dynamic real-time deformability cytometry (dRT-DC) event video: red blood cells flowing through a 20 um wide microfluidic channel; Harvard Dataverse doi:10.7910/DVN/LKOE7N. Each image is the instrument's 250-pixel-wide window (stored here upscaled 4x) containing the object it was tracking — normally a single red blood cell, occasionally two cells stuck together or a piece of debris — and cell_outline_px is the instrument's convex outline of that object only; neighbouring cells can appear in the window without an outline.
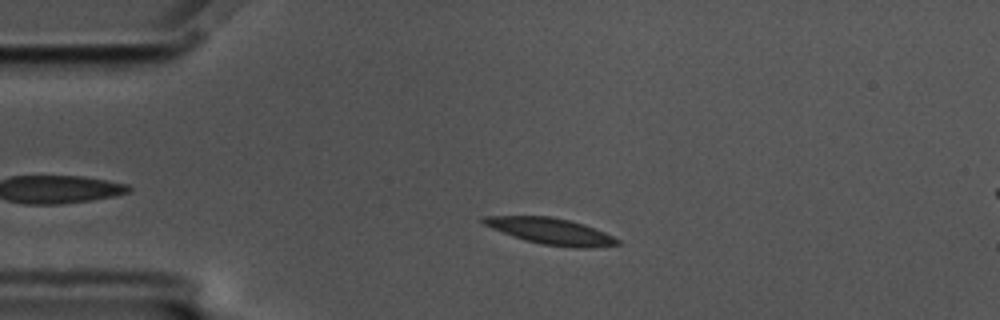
{"species": "common noctule bat (a hibernating species)", "species_latin": "Nyctalus noctula", "temperature_condition": "cold", "stored_images_in_passage": 55, "camera_frame_rate_fps": 3000, "um_per_image_px": 0.085, "animal": {"sex": "male", "body_mass_g": 17.5, "forearm_length_mm": 52.3}, "frame": {"image": 1, "passage_image": 10, "time_ms": 3.0, "image_size_px": [1000, 320], "cell_outline_px": [[620, 244], [592, 248], [576, 248], [544, 244], [524, 240], [492, 228], [484, 224], [480, 220], [480, 216], [552, 216], [584, 224], [604, 232], [620, 240]], "centroid_in_image_um": [46.82, 19.65], "position_along_channel_um": 38.2, "area_um2": 20.4}}
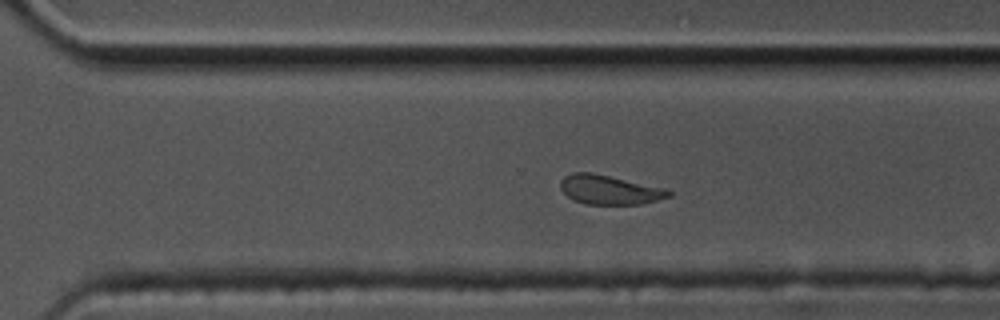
{"frame": {"image": 2, "passage_image": 37, "time_ms": 12.0, "image_size_px": [1000, 320], "cell_outline_px": [[672, 196], [640, 204], [584, 204], [568, 196], [560, 188], [560, 180], [564, 176], [572, 172], [592, 172], [668, 188], [672, 192]], "centroid_in_image_um": [51.83, 16.11], "position_along_channel_um": 318.8, "area_um2": 18.61}}
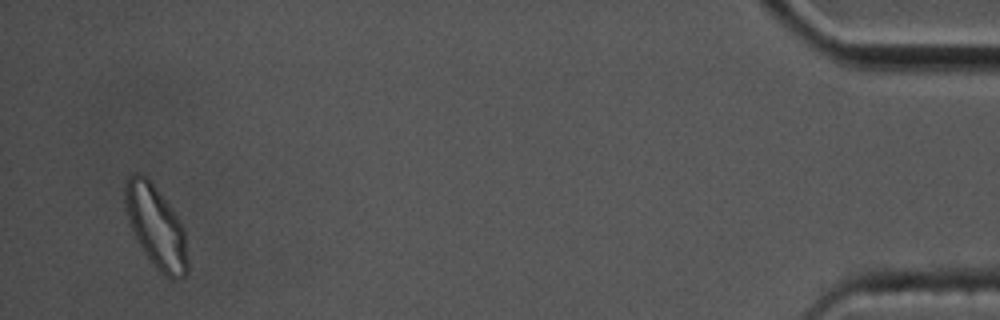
{"frame": {"image": 3, "passage_image": 53, "time_ms": 17.333, "image_size_px": [1000, 320], "cell_outline_px": [[188, 272], [184, 276], [168, 276], [160, 272], [152, 264], [136, 240], [128, 220], [124, 200], [124, 188], [128, 176], [136, 172], [140, 172], [148, 176], [152, 180], [176, 216], [184, 232], [188, 260]], "centroid_in_image_um": [13.22, 19.21], "position_along_channel_um": 422.0, "area_um2": 29.77}, "authors_computed_cell_mechanics": {"area_um2": 19.8832, "velocity_mm_per_s": 3.4524, "shape_relaxation_time_tau1_ms": 5.3492, "shape_relaxation_time_tau2_ms": 3.7022, "deformation_change_tau1": 0.1297, "deformation_change_tau2": 0.1043}}